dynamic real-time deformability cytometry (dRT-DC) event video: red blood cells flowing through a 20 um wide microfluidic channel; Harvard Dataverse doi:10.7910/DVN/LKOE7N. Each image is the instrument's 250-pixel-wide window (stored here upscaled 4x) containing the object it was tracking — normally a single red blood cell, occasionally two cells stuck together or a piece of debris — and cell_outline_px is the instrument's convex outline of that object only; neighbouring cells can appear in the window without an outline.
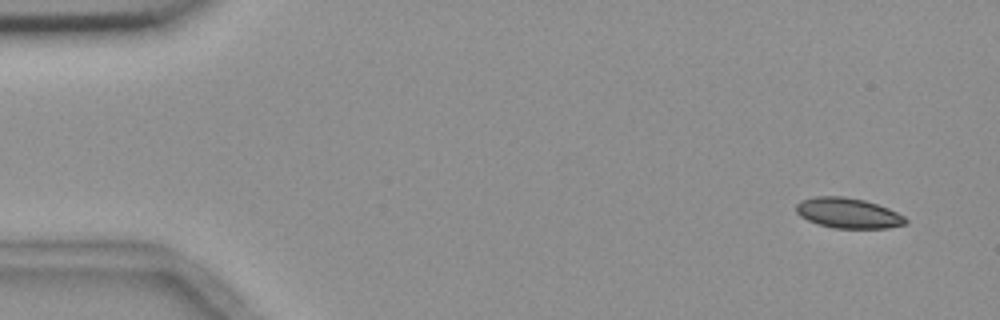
{"species": "common noctule bat (a hibernating species)", "species_latin": "Nyctalus noctula", "temperature_condition": "room temperature", "stored_images_in_passage": 4, "camera_frame_rate_fps": 3000, "um_per_image_px": 0.085, "animal": {"sex": "female", "body_mass_g": 18.4}, "frame": {"image": 1, "passage_image": 1, "time_ms": 0.0, "image_size_px": [1000, 320], "cell_outline_px": [[908, 224], [888, 228], [832, 228], [808, 220], [800, 216], [796, 212], [796, 204], [800, 200], [816, 196], [844, 196], [864, 200], [888, 208], [904, 216], [908, 220]], "centroid_in_image_um": [72.1, 18.11], "position_along_channel_um": 12.9, "area_um2": 19.36}}
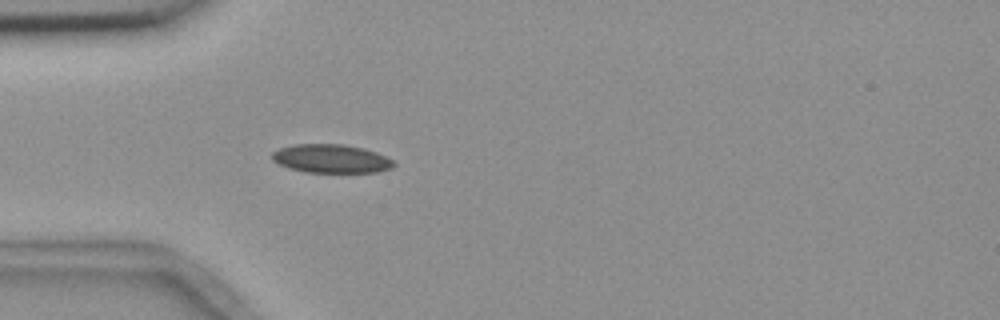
{"frame": {"image": 2, "passage_image": 4, "time_ms": 4.333, "image_size_px": [1000, 320], "cell_outline_px": [[396, 164], [392, 168], [376, 172], [304, 172], [288, 168], [272, 160], [272, 152], [280, 148], [292, 144], [344, 144], [364, 148], [376, 152], [392, 160]], "centroid_in_image_um": [28.14, 13.48], "position_along_channel_um": 56.9, "area_um2": 20.29}}